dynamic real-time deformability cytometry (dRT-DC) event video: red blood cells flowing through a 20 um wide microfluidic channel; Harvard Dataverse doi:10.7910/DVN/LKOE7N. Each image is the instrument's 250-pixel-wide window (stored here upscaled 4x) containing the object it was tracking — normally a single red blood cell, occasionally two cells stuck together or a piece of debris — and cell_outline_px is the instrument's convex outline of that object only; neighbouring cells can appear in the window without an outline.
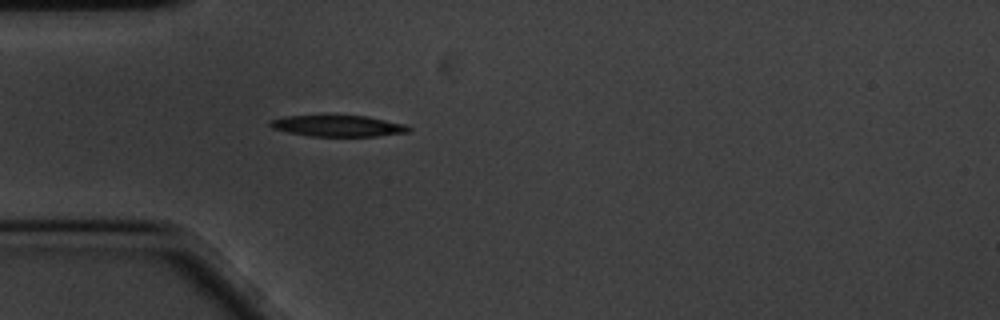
{"species": "common noctule bat (a hibernating species)", "species_latin": "Nyctalus noctula", "temperature_condition": "cold", "stored_images_in_passage": 43, "camera_frame_rate_fps": 3000, "um_per_image_px": 0.085, "animal": {"sex": "male", "body_mass_g": 20.1, "forearm_length_mm": 53.5}, "frame": {"image": 1, "passage_image": 1, "time_ms": 0.0, "image_size_px": [1000, 320], "cell_outline_px": [[412, 128], [408, 132], [376, 136], [308, 136], [288, 132], [272, 128], [268, 124], [268, 120], [284, 116], [368, 116], [408, 124]], "centroid_in_image_um": [28.75, 10.7], "position_along_channel_um": 56.3, "area_um2": 17.22}}
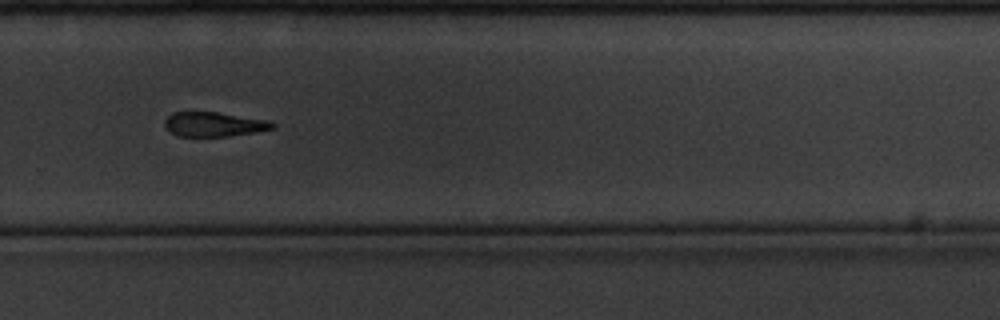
{"frame": {"image": 2, "passage_image": 24, "time_ms": 7.667, "image_size_px": [1000, 320], "cell_outline_px": [[276, 128], [256, 132], [228, 136], [180, 136], [164, 128], [164, 120], [172, 112], [216, 112], [264, 120], [276, 124]], "centroid_in_image_um": [18.15, 10.57], "position_along_channel_um": 311.7, "area_um2": 15.2}}
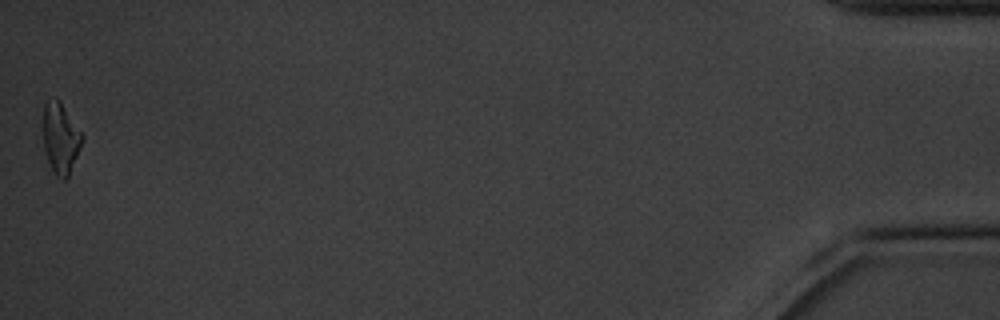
{"frame": {"image": 3, "passage_image": 43, "time_ms": 14.0, "image_size_px": [1000, 320], "cell_outline_px": [[84, 140], [68, 180], [64, 180], [56, 176], [52, 172], [44, 152], [44, 104], [56, 100], [60, 100], [84, 136]], "centroid_in_image_um": [5.18, 11.85], "position_along_channel_um": 430.0, "area_um2": 16.18}, "authors_computed_cell_mechanics": {"area_um2": 16.6464, "velocity_mm_per_s": 3.3911, "shape_relaxation_time_tau1_ms": 2.8582, "shape_relaxation_time_tau2_ms": null, "deformation_change_tau1": 0.1163, "deformation_change_tau2": null}}